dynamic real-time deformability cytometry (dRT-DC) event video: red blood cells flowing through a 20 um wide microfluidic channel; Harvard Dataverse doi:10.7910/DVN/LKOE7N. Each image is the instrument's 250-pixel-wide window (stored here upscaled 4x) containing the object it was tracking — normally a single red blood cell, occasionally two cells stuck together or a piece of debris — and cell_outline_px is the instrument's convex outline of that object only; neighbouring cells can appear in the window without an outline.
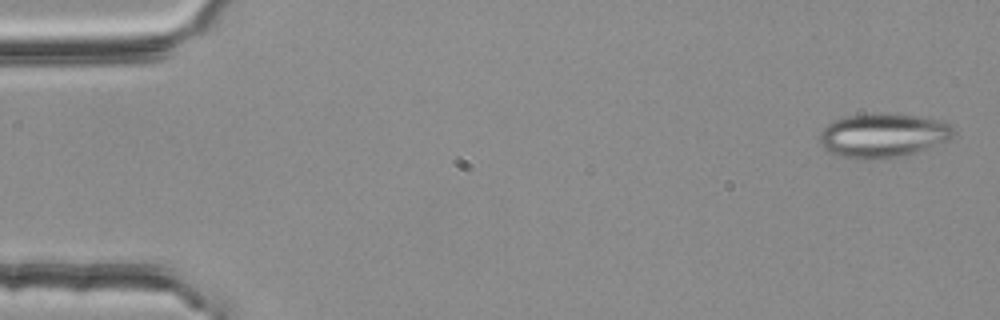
{"species": "common noctule bat (a hibernating species)", "species_latin": "Nyctalus noctula", "temperature_condition": "room temperature", "stored_images_in_passage": 3, "camera_frame_rate_fps": 3000, "um_per_image_px": 0.085, "animal": {"sex": "female", "body_mass_g": 25.1}, "frame": {"image": 1, "passage_image": 1, "time_ms": 0.0, "image_size_px": [1000, 320], "cell_outline_px": [[956, 132], [952, 140], [904, 156], [884, 160], [864, 160], [844, 156], [832, 152], [824, 148], [820, 144], [820, 132], [828, 124], [836, 120], [848, 116], [876, 112], [884, 112], [916, 116], [944, 120]], "centroid_in_image_um": [75.12, 11.51], "position_along_channel_um": 9.9, "area_um2": 34.91}}